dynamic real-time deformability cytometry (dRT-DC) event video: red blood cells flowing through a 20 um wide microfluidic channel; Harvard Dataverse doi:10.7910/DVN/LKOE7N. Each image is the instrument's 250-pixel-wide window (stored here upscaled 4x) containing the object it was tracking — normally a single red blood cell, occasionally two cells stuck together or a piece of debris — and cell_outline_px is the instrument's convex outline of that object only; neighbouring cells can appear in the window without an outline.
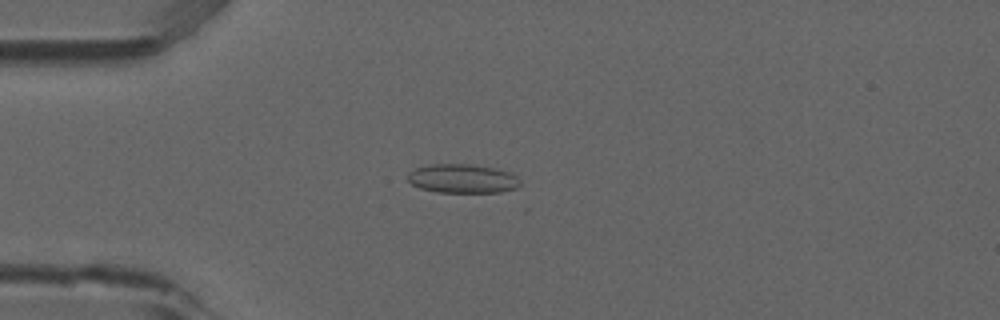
{"species": "common noctule bat (a hibernating species)", "species_latin": "Nyctalus noctula", "temperature_condition": "room temperature", "stored_images_in_passage": 7, "camera_frame_rate_fps": 3000, "um_per_image_px": 0.085, "animal": {"sex": "male", "forearm_length_mm": 52.5}, "frame": {"image": 1, "passage_image": 4, "time_ms": 1.0, "image_size_px": [1000, 320], "cell_outline_px": [[520, 184], [516, 188], [500, 192], [436, 192], [420, 188], [412, 184], [408, 180], [408, 172], [416, 168], [432, 164], [468, 164], [492, 168], [508, 172], [516, 176], [520, 180]], "centroid_in_image_um": [39.29, 15.19], "position_along_channel_um": 45.7, "area_um2": 18.79}}
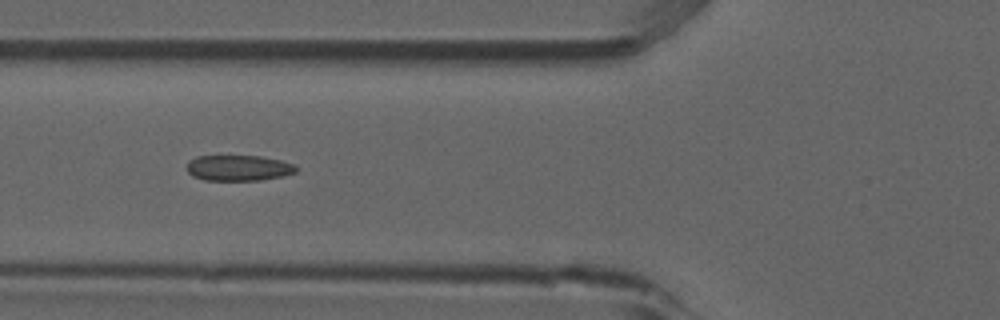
{"frame": {"image": 2, "passage_image": 6, "time_ms": 1.667, "image_size_px": [1000, 320], "cell_outline_px": [[300, 168], [296, 172], [284, 176], [260, 180], [204, 180], [192, 176], [188, 172], [188, 160], [196, 156], [260, 156], [280, 160], [292, 164]], "centroid_in_image_um": [20.28, 14.28], "position_along_channel_um": 105.5, "area_um2": 16.42}}
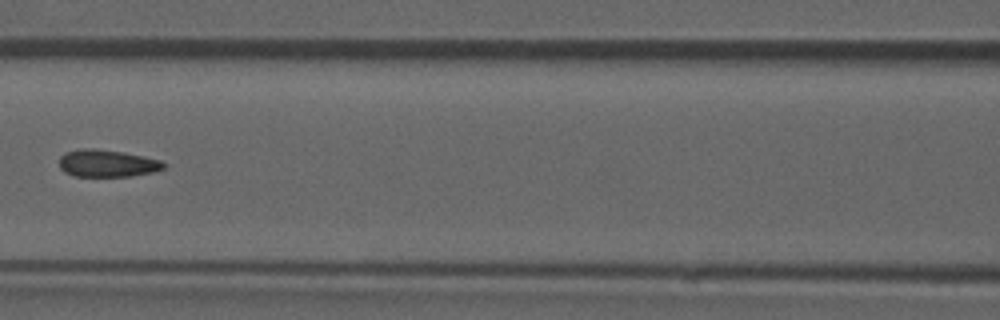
{"frame": {"image": 3, "passage_image": 7, "time_ms": 2.0, "image_size_px": [1000, 320], "cell_outline_px": [[168, 164], [164, 168], [152, 172], [132, 176], [72, 176], [64, 172], [60, 168], [60, 156], [68, 152], [84, 148], [92, 148], [124, 152], [144, 156], [160, 160]], "centroid_in_image_um": [9.13, 13.89], "position_along_channel_um": 157.5, "area_um2": 16.59}}